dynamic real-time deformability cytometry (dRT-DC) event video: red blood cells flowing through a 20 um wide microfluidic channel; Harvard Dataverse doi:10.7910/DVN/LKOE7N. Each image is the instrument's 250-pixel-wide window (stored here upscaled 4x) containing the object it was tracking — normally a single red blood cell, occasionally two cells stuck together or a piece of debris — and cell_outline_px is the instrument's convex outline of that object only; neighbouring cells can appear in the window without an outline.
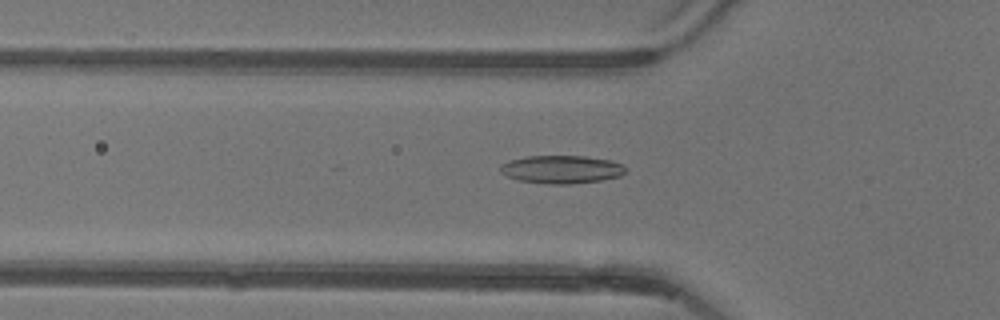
{"species": "common noctule bat (a hibernating species)", "species_latin": "Nyctalus noctula", "temperature_condition": "warm", "stored_images_in_passage": 52, "camera_frame_rate_fps": 3000, "um_per_image_px": 0.085, "animal": {"sex": "female"}, "frame": {"image": 1, "passage_image": 17, "time_ms": 5.333, "image_size_px": [1000, 320], "cell_outline_px": [[624, 172], [620, 176], [600, 180], [572, 184], [548, 184], [520, 180], [508, 176], [500, 172], [500, 164], [508, 160], [528, 156], [584, 156], [612, 160], [620, 164], [624, 168]], "centroid_in_image_um": [47.69, 14.39], "position_along_channel_um": 78.1, "area_um2": 20.35}}
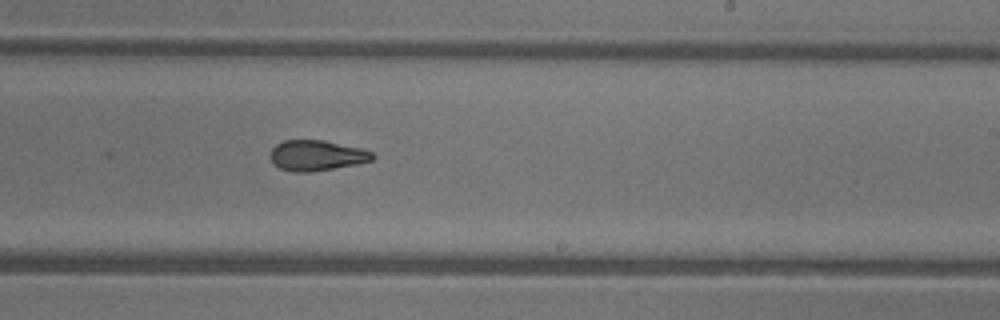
{"frame": {"image": 2, "passage_image": 31, "time_ms": 10.0, "image_size_px": [1000, 320], "cell_outline_px": [[376, 156], [372, 160], [356, 164], [308, 172], [296, 172], [280, 168], [268, 156], [272, 148], [276, 144], [284, 140], [324, 140], [364, 148], [372, 152]], "centroid_in_image_um": [26.93, 13.19], "position_along_channel_um": 262.1, "area_um2": 18.15}}
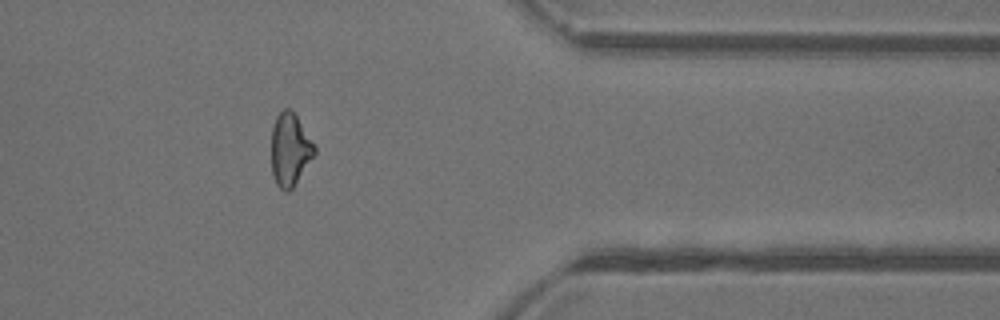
{"frame": {"image": 3, "passage_image": 42, "time_ms": 13.667, "image_size_px": [1000, 320], "cell_outline_px": [[316, 152], [292, 188], [288, 192], [284, 192], [276, 184], [272, 172], [272, 128], [276, 116], [284, 108], [292, 108], [316, 148]], "centroid_in_image_um": [24.64, 12.69], "position_along_channel_um": 386.8, "area_um2": 18.09}, "authors_computed_cell_mechanics": {"area_um2": 19.1029, "velocity_mm_per_s": 3.9311, "shape_relaxation_time_tau1_ms": 8.9217, "shape_relaxation_time_tau2_ms": 2.0445, "deformation_change_tau1": 0.224, "deformation_change_tau2": 0.0895}}